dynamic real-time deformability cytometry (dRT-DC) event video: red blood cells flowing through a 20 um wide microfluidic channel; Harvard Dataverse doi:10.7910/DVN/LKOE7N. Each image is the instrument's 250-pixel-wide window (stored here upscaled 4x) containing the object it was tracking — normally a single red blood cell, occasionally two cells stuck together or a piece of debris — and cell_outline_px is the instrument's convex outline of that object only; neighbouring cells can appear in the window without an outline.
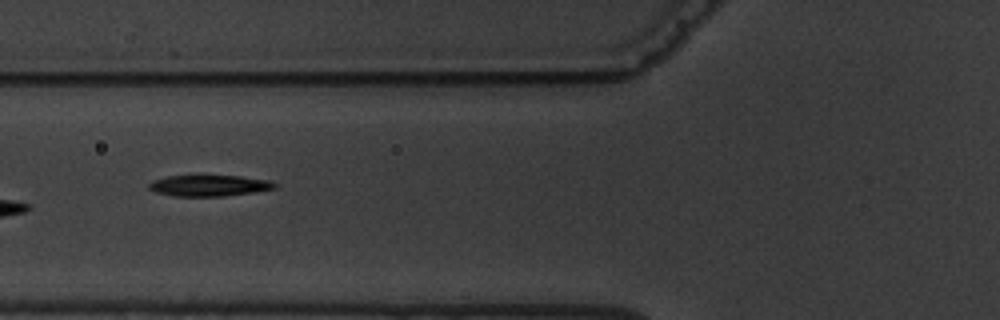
{"species": "common noctule bat (a hibernating species)", "species_latin": "Nyctalus noctula", "temperature_condition": "warm", "stored_images_in_passage": 6, "camera_frame_rate_fps": 3000, "um_per_image_px": 0.085, "animal": {"sex": "male", "body_mass_g": 19.5, "forearm_length_mm": 54.6}, "frame": {"image": 1, "passage_image": 5, "time_ms": 4.667, "image_size_px": [1000, 320], "cell_outline_px": [[276, 188], [256, 192], [224, 196], [172, 196], [156, 192], [148, 188], [148, 184], [152, 180], [168, 176], [240, 176], [268, 180], [276, 184]], "centroid_in_image_um": [17.76, 15.78], "position_along_channel_um": 108.0, "area_um2": 15.43}}